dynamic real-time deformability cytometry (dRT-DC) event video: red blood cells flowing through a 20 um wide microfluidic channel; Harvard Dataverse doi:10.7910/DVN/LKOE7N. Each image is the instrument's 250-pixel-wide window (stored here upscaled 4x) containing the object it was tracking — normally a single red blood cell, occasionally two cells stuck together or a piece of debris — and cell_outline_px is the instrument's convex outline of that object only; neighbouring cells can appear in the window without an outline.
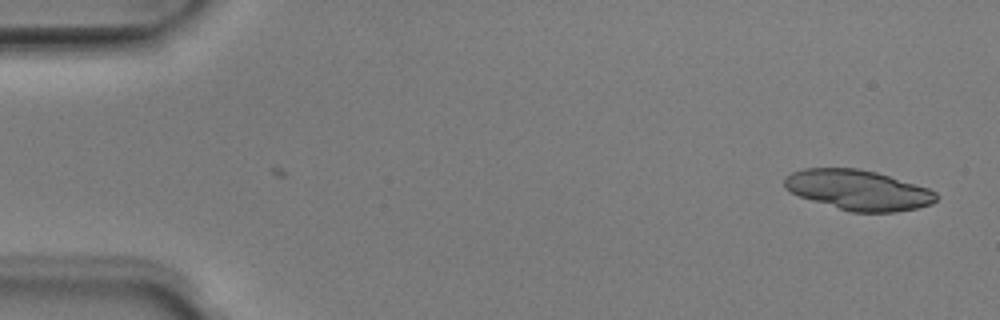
{"species": "Egyptian fruit bat (a non-hibernating species)", "species_latin": "Rousettus aegyptiacus", "temperature_condition": "room temperature", "stored_images_in_passage": 8, "camera_frame_rate_fps": 3000, "um_per_image_px": 0.085, "animal": {"sex": "male"}, "frame": {"image": 1, "passage_image": 8, "time_ms": 2.333, "image_size_px": [1000, 320], "cell_outline_px": [[936, 200], [932, 204], [916, 208], [896, 212], [852, 212], [812, 200], [800, 196], [784, 188], [784, 180], [792, 172], [804, 168], [856, 168], [876, 172], [928, 188], [936, 192]], "centroid_in_image_um": [72.95, 16.15], "position_along_channel_um": 12.0, "area_um2": 35.08}}